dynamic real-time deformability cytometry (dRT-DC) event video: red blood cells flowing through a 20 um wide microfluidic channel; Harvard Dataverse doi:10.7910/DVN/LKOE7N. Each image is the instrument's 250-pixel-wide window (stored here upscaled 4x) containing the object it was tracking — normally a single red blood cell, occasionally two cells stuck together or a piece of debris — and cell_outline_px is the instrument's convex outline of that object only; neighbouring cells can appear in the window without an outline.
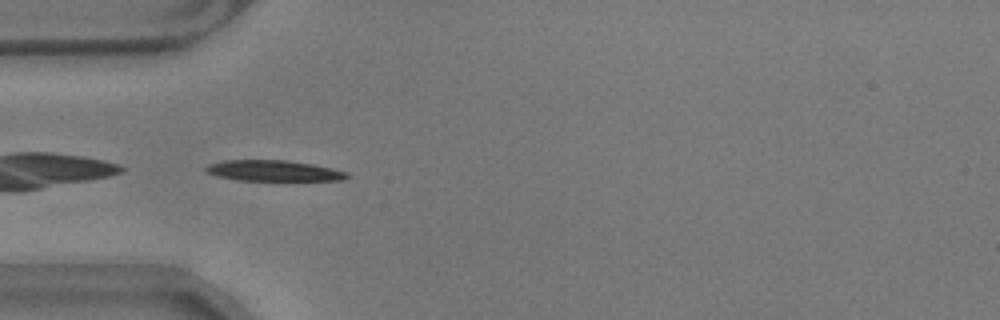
{"species": "common noctule bat (a hibernating species)", "species_latin": "Nyctalus noctula", "temperature_condition": "warm", "stored_images_in_passage": 4, "camera_frame_rate_fps": 3000, "um_per_image_px": 0.085, "animal": {"sex": "male", "body_mass_g": 17.9}, "frame": {"image": 1, "passage_image": 1, "time_ms": 0.0, "image_size_px": [1000, 320], "cell_outline_px": [[348, 176], [344, 180], [236, 180], [216, 176], [204, 172], [204, 168], [208, 164], [224, 160], [288, 160], [312, 164], [332, 168], [348, 172]], "centroid_in_image_um": [23.2, 14.51], "position_along_channel_um": 61.8, "area_um2": 17.17}}